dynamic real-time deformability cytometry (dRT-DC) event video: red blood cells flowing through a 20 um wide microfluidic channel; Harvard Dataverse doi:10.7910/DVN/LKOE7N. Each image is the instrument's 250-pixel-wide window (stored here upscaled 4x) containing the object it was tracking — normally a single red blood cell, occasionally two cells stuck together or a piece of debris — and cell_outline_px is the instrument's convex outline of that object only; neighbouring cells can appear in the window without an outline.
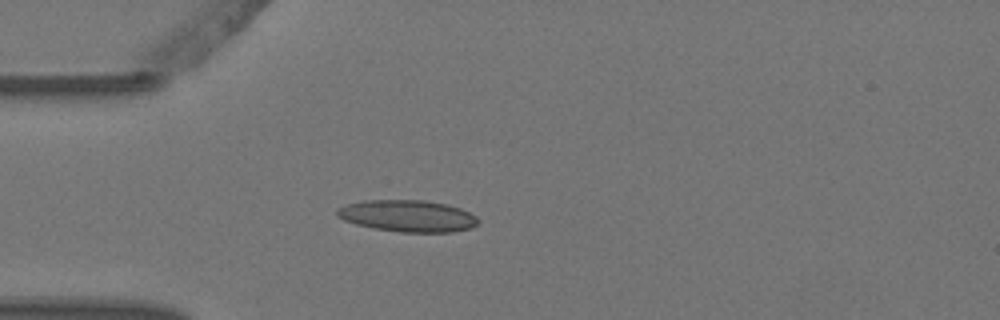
{"species": "Egyptian fruit bat (a non-hibernating species)", "species_latin": "Rousettus aegyptiacus", "temperature_condition": "warm", "stored_images_in_passage": 5, "camera_frame_rate_fps": 3000, "um_per_image_px": 0.085, "animal": {"sex": "female"}, "frame": {"image": 1, "passage_image": 5, "time_ms": 1.333, "image_size_px": [1000, 320], "cell_outline_px": [[480, 224], [472, 228], [452, 232], [400, 232], [376, 228], [356, 224], [344, 220], [336, 216], [336, 208], [344, 204], [364, 200], [424, 200], [448, 204], [460, 208], [476, 216], [480, 220]], "centroid_in_image_um": [34.66, 18.35], "position_along_channel_um": 50.3, "area_um2": 26.36}}